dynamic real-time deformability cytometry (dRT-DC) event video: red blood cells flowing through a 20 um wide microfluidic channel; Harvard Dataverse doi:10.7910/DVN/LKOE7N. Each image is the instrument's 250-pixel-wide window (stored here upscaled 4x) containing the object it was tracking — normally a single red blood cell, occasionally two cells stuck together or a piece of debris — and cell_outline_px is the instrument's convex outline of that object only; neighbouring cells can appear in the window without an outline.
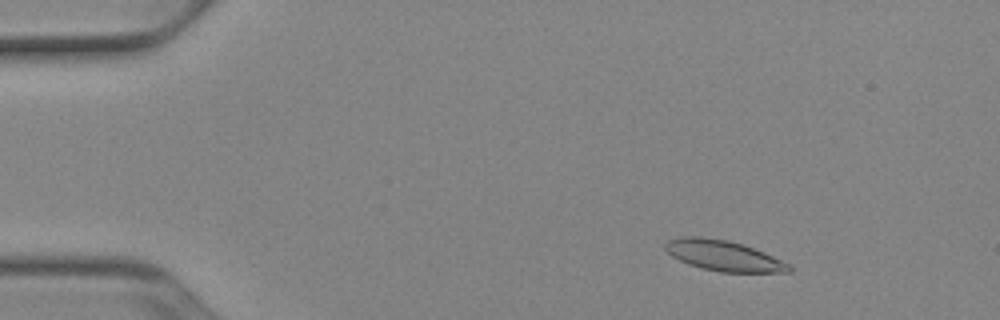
{"species": "Egyptian fruit bat (a non-hibernating species)", "species_latin": "Rousettus aegyptiacus", "temperature_condition": "cold", "stored_images_in_passage": 52, "camera_frame_rate_fps": 3000, "um_per_image_px": 0.085, "animal": {"sex": "female"}, "frame": {"image": 1, "passage_image": 7, "time_ms": 2.0, "image_size_px": [1000, 320], "cell_outline_px": [[792, 272], [720, 272], [700, 268], [688, 264], [672, 256], [664, 248], [664, 244], [668, 240], [680, 236], [700, 236], [728, 240], [744, 244], [764, 252], [788, 264], [792, 268]], "centroid_in_image_um": [61.46, 21.72], "position_along_channel_um": 23.5, "area_um2": 22.08}}
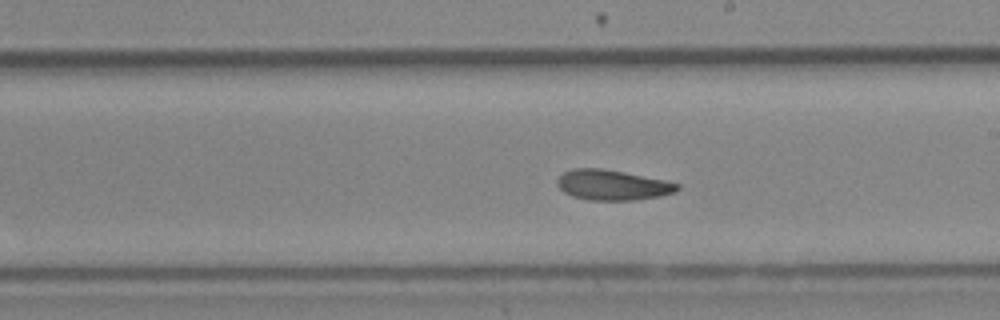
{"frame": {"image": 2, "passage_image": 30, "time_ms": 9.667, "image_size_px": [1000, 320], "cell_outline_px": [[680, 188], [676, 192], [660, 196], [636, 200], [588, 200], [572, 196], [564, 192], [556, 184], [556, 180], [564, 172], [572, 168], [600, 168], [624, 172], [664, 180], [680, 184]], "centroid_in_image_um": [52.05, 15.73], "position_along_channel_um": 236.9, "area_um2": 21.21}}
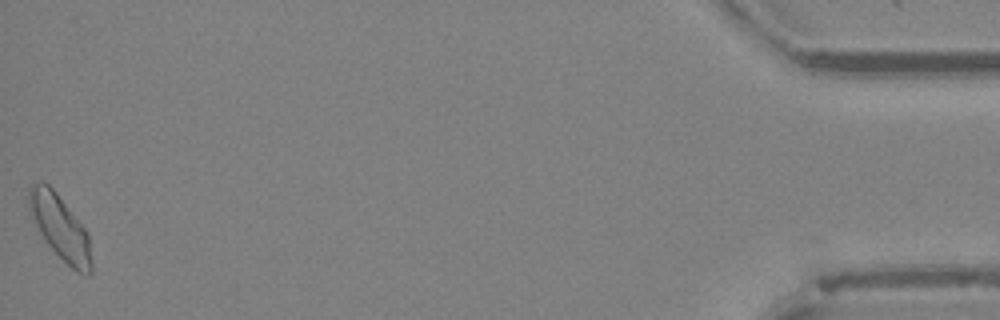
{"frame": {"image": 3, "passage_image": 52, "time_ms": 17.0, "image_size_px": [1000, 320], "cell_outline_px": [[92, 272], [88, 276], [84, 276], [76, 272], [44, 240], [28, 208], [28, 188], [36, 180], [44, 180], [56, 192], [88, 232], [92, 260]], "centroid_in_image_um": [5.12, 19.31], "position_along_channel_um": 430.1, "area_um2": 23.52}, "authors_computed_cell_mechanics": {"area_um2": 21.5594, "velocity_mm_per_s": 3.8786, "shape_relaxation_time_tau1_ms": 10.943, "shape_relaxation_time_tau2_ms": 3.4617, "deformation_change_tau1": 0.1932, "deformation_change_tau2": 0.0995}}